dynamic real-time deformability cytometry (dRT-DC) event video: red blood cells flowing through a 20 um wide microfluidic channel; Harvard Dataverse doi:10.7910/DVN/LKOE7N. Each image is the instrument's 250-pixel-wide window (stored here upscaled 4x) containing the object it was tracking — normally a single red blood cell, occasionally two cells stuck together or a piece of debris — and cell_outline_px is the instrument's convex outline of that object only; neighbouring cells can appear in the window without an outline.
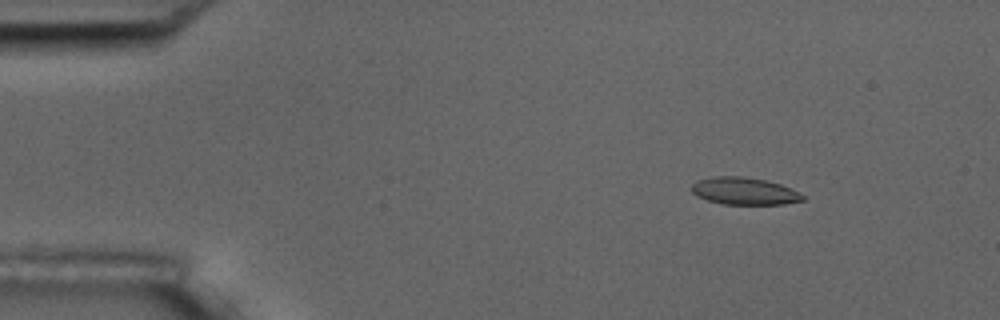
{"species": "common noctule bat (a hibernating species)", "species_latin": "Nyctalus noctula", "temperature_condition": "room temperature", "stored_images_in_passage": 3, "camera_frame_rate_fps": 3000, "um_per_image_px": 0.085, "animal": {"sex": "male", "body_mass_g": 17.5, "forearm_length_mm": 52.3}, "frame": {"image": 1, "passage_image": 1, "time_ms": 0.0, "image_size_px": [1000, 320], "cell_outline_px": [[804, 200], [784, 204], [724, 204], [708, 200], [696, 196], [692, 192], [692, 184], [696, 180], [712, 176], [740, 176], [764, 180], [780, 184], [792, 188], [804, 196]], "centroid_in_image_um": [63.24, 16.24], "position_along_channel_um": 21.8, "area_um2": 17.63}}
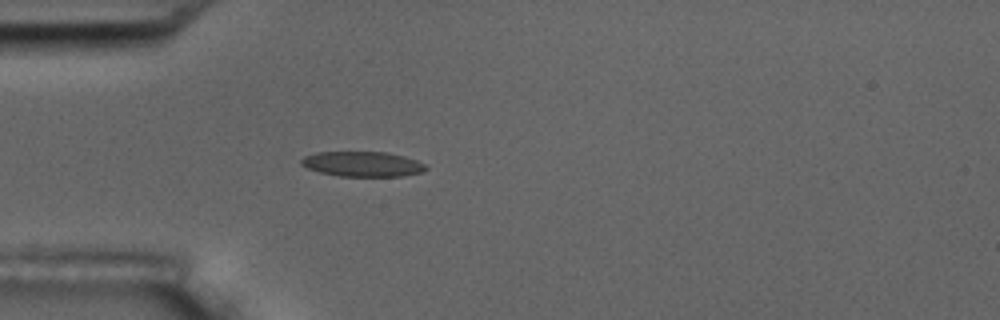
{"frame": {"image": 2, "passage_image": 3, "time_ms": 3.0, "image_size_px": [1000, 320], "cell_outline_px": [[428, 168], [424, 172], [404, 176], [340, 176], [320, 172], [308, 168], [300, 164], [300, 160], [304, 156], [316, 152], [388, 152], [404, 156], [416, 160], [424, 164]], "centroid_in_image_um": [30.83, 13.94], "position_along_channel_um": 54.2, "area_um2": 18.26}}